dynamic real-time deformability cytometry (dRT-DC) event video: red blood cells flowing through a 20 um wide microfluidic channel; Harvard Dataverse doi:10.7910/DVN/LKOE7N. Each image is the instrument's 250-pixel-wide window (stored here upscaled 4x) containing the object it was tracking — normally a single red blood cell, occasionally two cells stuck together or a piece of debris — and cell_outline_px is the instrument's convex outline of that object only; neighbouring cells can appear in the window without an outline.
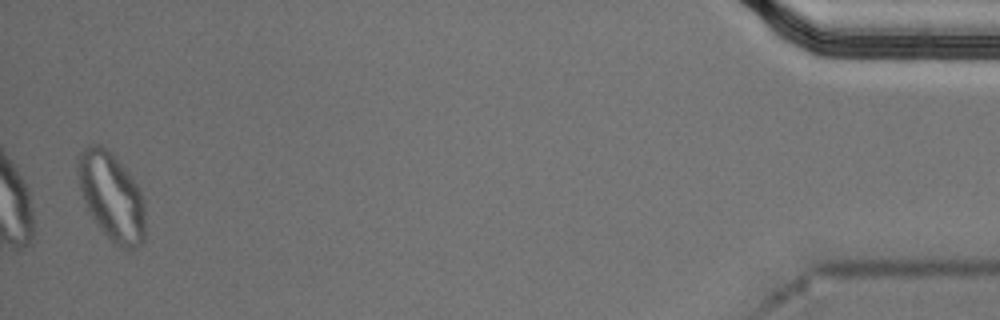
{"species": "Egyptian fruit bat (a non-hibernating species)", "species_latin": "Rousettus aegyptiacus", "temperature_condition": "cold", "stored_images_in_passage": 40, "segment_of_instrument_passage": [2, 2], "camera_frame_rate_fps": 3000, "um_per_image_px": 0.085, "animal": {"sex": "male"}, "frame": {"image": 1, "passage_image": 39, "time_ms": 12.667, "image_size_px": [1000, 320], "cell_outline_px": [[144, 240], [136, 248], [124, 248], [116, 244], [100, 228], [92, 216], [84, 200], [80, 188], [76, 172], [76, 160], [80, 152], [84, 148], [92, 144], [100, 144], [112, 152], [132, 176], [144, 200]], "centroid_in_image_um": [9.47, 16.64], "position_along_channel_um": 425.7, "area_um2": 34.33}}